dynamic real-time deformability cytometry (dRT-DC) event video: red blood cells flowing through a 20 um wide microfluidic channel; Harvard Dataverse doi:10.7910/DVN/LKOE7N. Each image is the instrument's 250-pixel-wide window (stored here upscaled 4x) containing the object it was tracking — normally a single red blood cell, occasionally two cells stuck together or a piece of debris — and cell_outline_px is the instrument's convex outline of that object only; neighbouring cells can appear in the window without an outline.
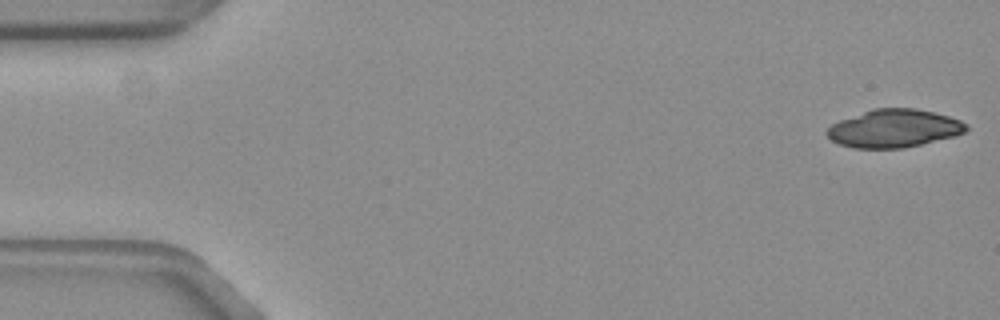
{"species": "common noctule bat (a hibernating species)", "species_latin": "Nyctalus noctula", "temperature_condition": "warm", "stored_images_in_passage": 53, "camera_frame_rate_fps": 3000, "um_per_image_px": 0.085, "animal": {"sex": "female", "body_mass_g": 19.3, "forearm_length_mm": 54.1}, "frame": {"image": 1, "passage_image": 1, "time_ms": 0.0, "image_size_px": [1000, 320], "cell_outline_px": [[968, 128], [964, 132], [952, 136], [920, 144], [900, 148], [856, 148], [840, 144], [832, 140], [824, 132], [832, 124], [840, 120], [872, 108], [916, 108], [948, 116], [960, 120], [968, 124]], "centroid_in_image_um": [75.97, 10.9], "position_along_channel_um": 9.0, "area_um2": 30.52}}